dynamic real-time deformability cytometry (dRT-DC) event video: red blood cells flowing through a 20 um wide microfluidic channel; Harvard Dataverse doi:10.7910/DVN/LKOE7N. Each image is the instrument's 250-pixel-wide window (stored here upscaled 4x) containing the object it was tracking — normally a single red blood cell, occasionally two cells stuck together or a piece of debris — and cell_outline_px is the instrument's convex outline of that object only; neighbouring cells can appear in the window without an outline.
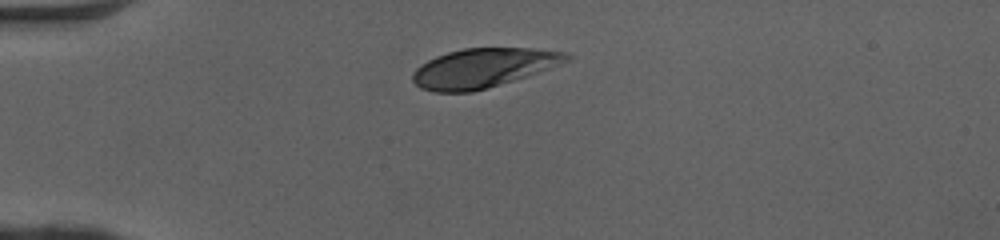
{"species": "human", "species_latin": "Homo sapiens", "temperature_condition": "cold", "stored_images_in_passage": 31, "camera_frame_rate_fps": 3000, "um_per_image_px": 0.085, "donor": {"sex": "female"}, "frame": {"image": 1, "passage_image": 1, "time_ms": 0.0, "image_size_px": [1000, 240], "cell_outline_px": [[572, 56], [568, 60], [560, 64], [488, 88], [472, 92], [436, 92], [420, 88], [412, 80], [412, 72], [420, 64], [436, 56], [448, 52], [464, 48], [532, 48], [564, 52]], "centroid_in_image_um": [41.01, 5.77], "position_along_channel_um": 44.0, "area_um2": 34.8}}
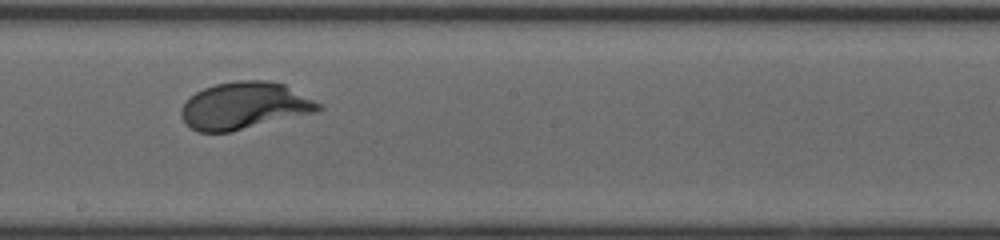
{"frame": {"image": 2, "passage_image": 17, "time_ms": 5.333, "image_size_px": [1000, 240], "cell_outline_px": [[324, 108], [316, 112], [228, 132], [196, 132], [184, 120], [180, 112], [184, 104], [196, 92], [204, 88], [216, 84], [236, 80], [264, 80], [284, 84], [320, 104]], "centroid_in_image_um": [20.77, 8.98], "position_along_channel_um": 227.4, "area_um2": 37.05}}
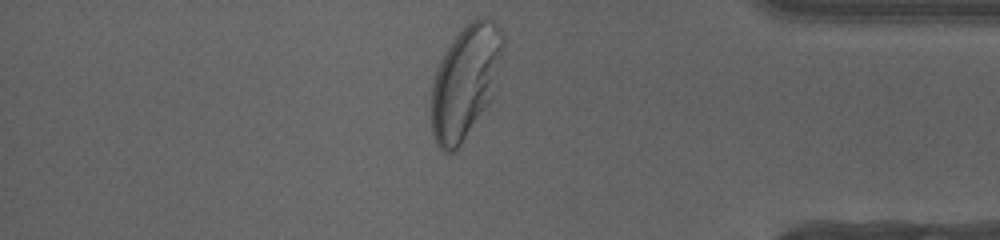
{"frame": {"image": 3, "passage_image": 31, "time_ms": 10.0, "image_size_px": [1000, 240], "cell_outline_px": [[504, 48], [492, 100], [460, 144], [452, 152], [444, 152], [436, 144], [432, 132], [432, 84], [440, 60], [444, 52], [452, 40], [476, 16], [484, 16], [492, 20], [500, 28], [504, 40]], "centroid_in_image_um": [39.57, 6.92], "position_along_channel_um": 395.6, "area_um2": 46.88}, "authors_computed_cell_mechanics": {"area_um2": 37.0498, "velocity_mm_per_s": 4.0541, "shape_relaxation_time_tau1_ms": 2.0573, "shape_relaxation_time_tau2_ms": null, "deformation_change_tau1": 0.1782, "deformation_change_tau2": null}}